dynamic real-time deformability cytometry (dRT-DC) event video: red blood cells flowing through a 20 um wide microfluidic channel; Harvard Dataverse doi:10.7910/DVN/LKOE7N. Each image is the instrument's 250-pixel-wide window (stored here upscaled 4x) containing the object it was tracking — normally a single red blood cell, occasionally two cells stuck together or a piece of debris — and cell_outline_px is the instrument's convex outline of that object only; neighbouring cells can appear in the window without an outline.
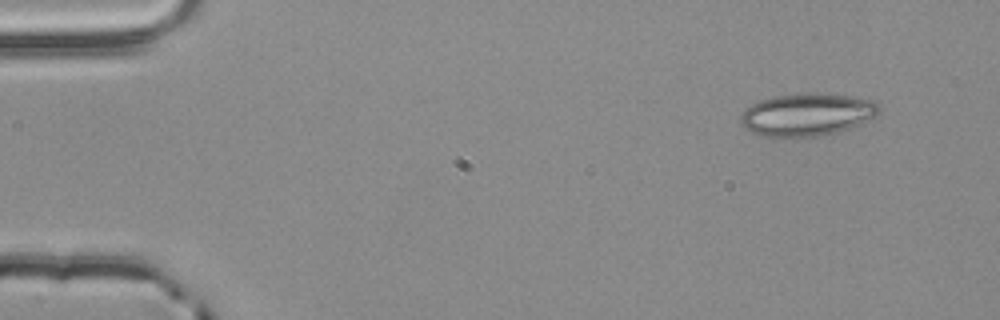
{"species": "common noctule bat (a hibernating species)", "species_latin": "Nyctalus noctula", "temperature_condition": "room temperature", "stored_images_in_passage": 3, "segment_of_instrument_passage": [2, 2], "camera_frame_rate_fps": 3000, "um_per_image_px": 0.085, "animal": {"sex": "male", "body_mass_g": 20.4}, "frame": {"image": 1, "passage_image": 3, "time_ms": 0.667, "image_size_px": [1000, 320], "cell_outline_px": [[884, 108], [876, 116], [860, 124], [836, 132], [816, 136], [760, 136], [752, 132], [740, 124], [740, 116], [752, 104], [760, 100], [772, 96], [804, 92], [816, 92], [852, 96], [876, 100]], "centroid_in_image_um": [68.66, 9.7], "position_along_channel_um": 16.3, "area_um2": 34.68}}